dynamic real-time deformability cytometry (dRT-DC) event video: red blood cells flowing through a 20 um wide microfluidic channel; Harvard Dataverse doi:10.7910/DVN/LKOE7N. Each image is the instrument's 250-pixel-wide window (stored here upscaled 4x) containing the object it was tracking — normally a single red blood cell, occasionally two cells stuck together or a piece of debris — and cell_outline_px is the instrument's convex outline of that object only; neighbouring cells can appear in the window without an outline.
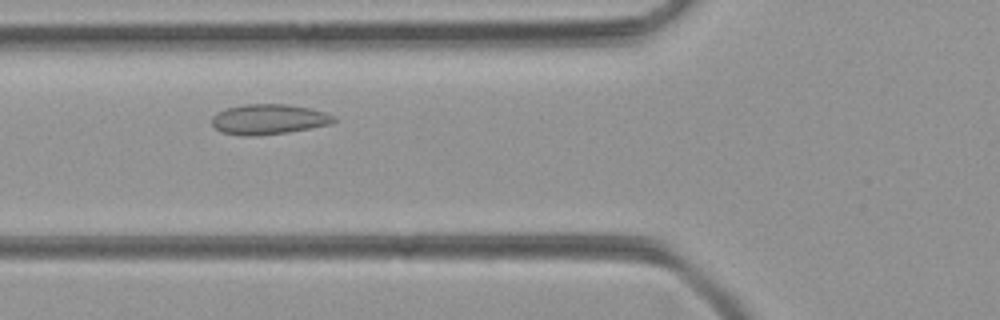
{"species": "common noctule bat (a hibernating species)", "species_latin": "Nyctalus noctula", "temperature_condition": "room temperature", "stored_images_in_passage": 38, "camera_frame_rate_fps": 3000, "um_per_image_px": 0.085, "animal": {"sex": "female", "body_mass_g": 21.9}, "frame": {"image": 1, "passage_image": 7, "time_ms": 2.0, "image_size_px": [1000, 320], "cell_outline_px": [[336, 120], [332, 124], [288, 132], [256, 136], [244, 136], [220, 132], [212, 124], [212, 116], [216, 112], [224, 108], [244, 104], [288, 104], [308, 108], [324, 112], [336, 116]], "centroid_in_image_um": [22.81, 10.14], "position_along_channel_um": 103.0, "area_um2": 21.68}}
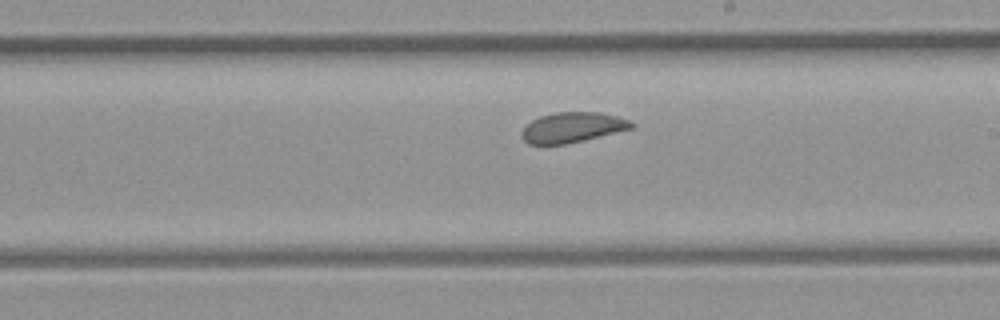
{"frame": {"image": 2, "passage_image": 17, "time_ms": 5.333, "image_size_px": [1000, 320], "cell_outline_px": [[636, 124], [632, 128], [584, 140], [564, 144], [528, 144], [524, 140], [520, 132], [532, 120], [540, 116], [556, 112], [600, 112], [616, 116], [628, 120]], "centroid_in_image_um": [48.64, 10.82], "position_along_channel_um": 240.4, "area_um2": 19.13}}
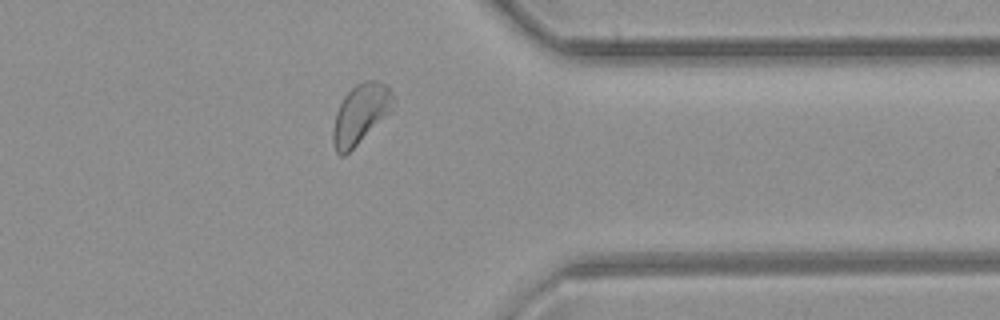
{"frame": {"image": 3, "passage_image": 28, "time_ms": 9.0, "image_size_px": [1000, 320], "cell_outline_px": [[392, 100], [388, 112], [344, 156], [340, 156], [336, 152], [332, 140], [332, 128], [336, 112], [344, 96], [356, 84], [364, 80], [376, 80], [384, 84], [388, 88], [392, 96]], "centroid_in_image_um": [30.55, 9.67], "position_along_channel_um": 380.8, "area_um2": 20.0}}